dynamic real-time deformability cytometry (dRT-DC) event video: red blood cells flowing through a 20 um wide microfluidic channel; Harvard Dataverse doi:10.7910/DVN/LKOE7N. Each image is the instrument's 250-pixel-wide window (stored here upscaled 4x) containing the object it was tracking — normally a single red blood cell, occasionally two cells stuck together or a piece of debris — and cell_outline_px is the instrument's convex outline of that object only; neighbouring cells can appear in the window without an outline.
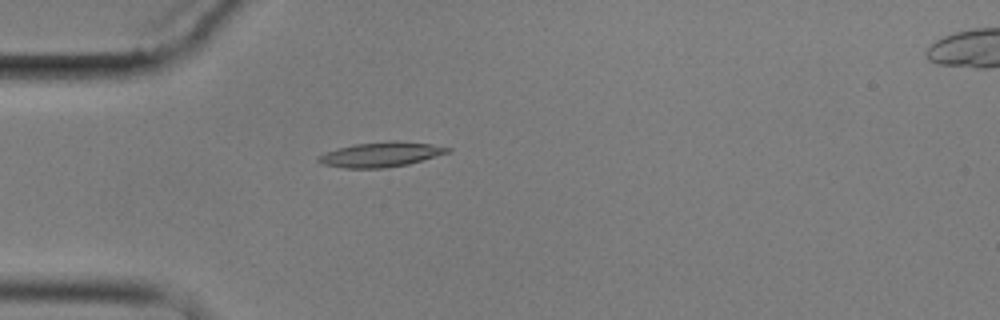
{"species": "common noctule bat (a hibernating species)", "species_latin": "Nyctalus noctula", "temperature_condition": "cold", "stored_images_in_passage": 2, "camera_frame_rate_fps": 3000, "um_per_image_px": 0.085, "animal": {"sex": "male", "body_mass_g": 17.9}, "frame": {"image": 1, "passage_image": 1, "time_ms": 0.0, "image_size_px": [1000, 320], "cell_outline_px": [[452, 148], [448, 152], [408, 164], [384, 168], [344, 168], [320, 164], [316, 160], [316, 156], [336, 148], [352, 144], [392, 140], [396, 140], [432, 144]], "centroid_in_image_um": [32.3, 13.12], "position_along_channel_um": 52.7, "area_um2": 18.84}}